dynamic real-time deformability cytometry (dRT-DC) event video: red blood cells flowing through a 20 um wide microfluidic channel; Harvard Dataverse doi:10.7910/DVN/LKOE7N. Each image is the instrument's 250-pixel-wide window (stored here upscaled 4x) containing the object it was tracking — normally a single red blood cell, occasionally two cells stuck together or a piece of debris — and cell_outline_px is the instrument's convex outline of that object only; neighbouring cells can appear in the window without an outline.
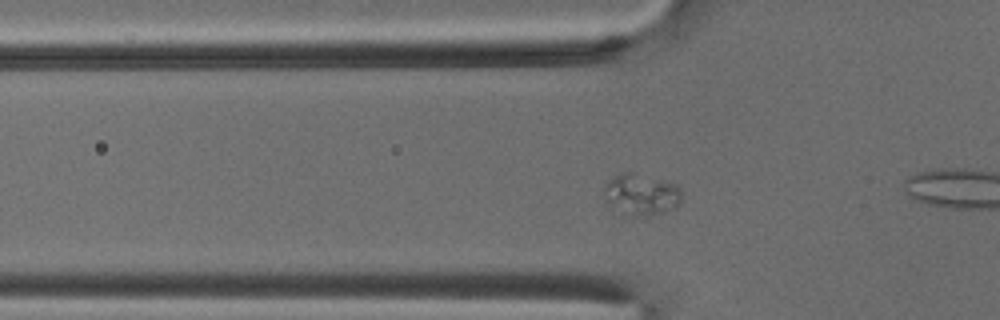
{"species": "common noctule bat (a hibernating species)", "species_latin": "Nyctalus noctula", "temperature_condition": "cold", "stored_images_in_passage": 50, "camera_frame_rate_fps": 3000, "um_per_image_px": 0.085, "animal": {"sex": "male", "body_mass_g": 18.8}, "frame": {"image": 1, "passage_image": 13, "time_ms": 4.0, "image_size_px": [1000, 320], "cell_outline_px": [[680, 204], [676, 208], [664, 212], [640, 216], [632, 216], [608, 200], [604, 192], [604, 188], [608, 180], [624, 172], [628, 172], [676, 184], [680, 188]], "centroid_in_image_um": [54.57, 16.52], "position_along_channel_um": 71.2, "area_um2": 17.74}}
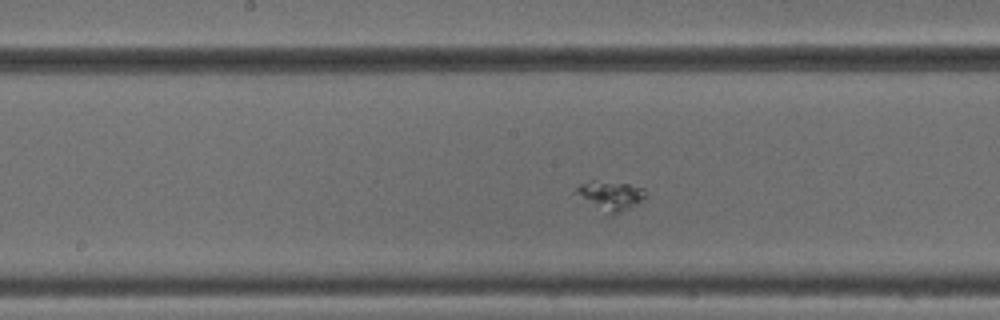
{"frame": {"image": 2, "passage_image": 23, "time_ms": 7.333, "image_size_px": [1000, 320], "cell_outline_px": [[644, 196], [640, 204], [620, 212], [608, 216], [604, 216], [572, 192], [580, 184], [592, 180], [628, 184], [644, 188]], "centroid_in_image_um": [51.82, 16.67], "position_along_channel_um": 196.4, "area_um2": 12.31}}
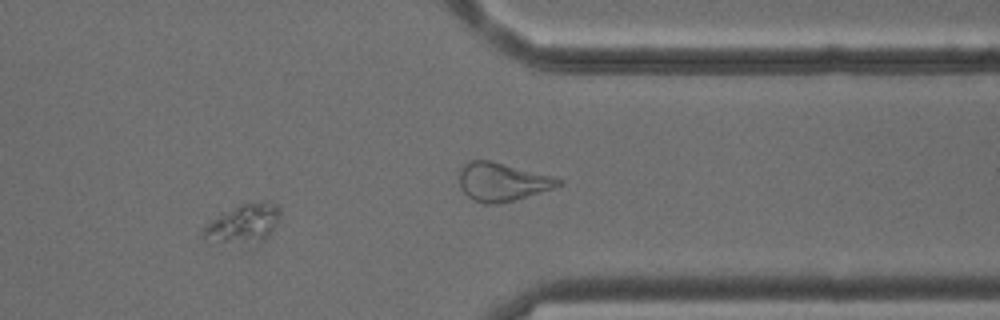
{"frame": {"image": 3, "passage_image": 40, "time_ms": 13.0, "image_size_px": [1000, 320], "cell_outline_px": [[280, 216], [276, 224], [268, 236], [256, 248], [248, 252], [200, 236], [200, 232], [212, 220], [240, 204], [260, 200], [268, 200], [276, 204], [280, 208]], "centroid_in_image_um": [20.74, 19.13], "position_along_channel_um": 390.7, "area_um2": 18.84}}